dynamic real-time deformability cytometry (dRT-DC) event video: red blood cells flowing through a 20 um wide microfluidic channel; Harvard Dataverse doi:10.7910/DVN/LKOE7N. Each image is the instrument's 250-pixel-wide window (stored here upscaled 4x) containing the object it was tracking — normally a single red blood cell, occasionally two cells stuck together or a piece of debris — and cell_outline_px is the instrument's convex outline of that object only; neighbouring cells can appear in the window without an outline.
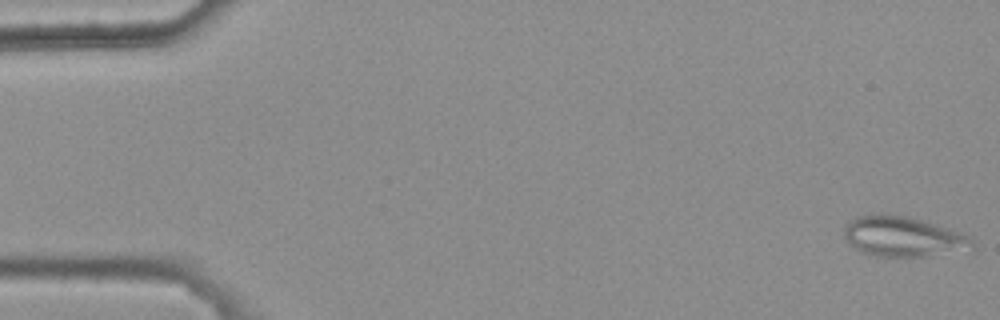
{"species": "common noctule bat (a hibernating species)", "species_latin": "Nyctalus noctula", "temperature_condition": "warm", "stored_images_in_passage": 6, "camera_frame_rate_fps": 3000, "um_per_image_px": 0.085, "animal": {"sex": "female", "body_mass_g": 25.1}, "frame": {"image": 1, "passage_image": 1, "time_ms": 0.0, "image_size_px": [1000, 320], "cell_outline_px": [[976, 244], [972, 252], [924, 256], [876, 256], [860, 252], [848, 244], [844, 236], [844, 228], [848, 220], [856, 216], [872, 212], [884, 212], [908, 216], [924, 220], [972, 236]], "centroid_in_image_um": [76.81, 20.1], "position_along_channel_um": 8.2, "area_um2": 31.33}}